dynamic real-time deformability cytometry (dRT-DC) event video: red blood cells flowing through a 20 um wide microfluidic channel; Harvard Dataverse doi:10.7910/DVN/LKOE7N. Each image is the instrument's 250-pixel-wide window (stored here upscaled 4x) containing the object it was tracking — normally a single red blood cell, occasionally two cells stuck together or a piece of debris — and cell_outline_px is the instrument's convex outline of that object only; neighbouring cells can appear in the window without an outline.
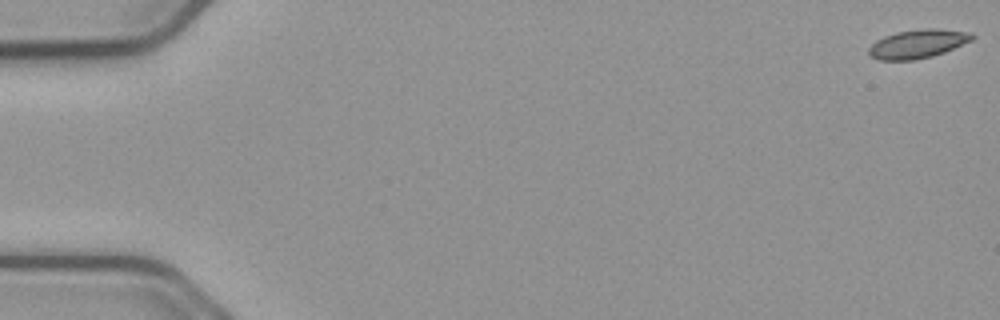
{"species": "common noctule bat (a hibernating species)", "species_latin": "Nyctalus noctula", "temperature_condition": "cold", "stored_images_in_passage": 56, "camera_frame_rate_fps": 3000, "um_per_image_px": 0.085, "animal": {"sex": "male", "body_mass_g": 23.1, "forearm_length_mm": 52.7}, "frame": {"image": 1, "passage_image": 1, "time_ms": 0.0, "image_size_px": [1000, 320], "cell_outline_px": [[976, 36], [972, 40], [944, 52], [932, 56], [912, 60], [880, 60], [872, 56], [868, 52], [868, 48], [876, 40], [884, 36], [896, 32], [924, 28], [936, 28], [972, 32]], "centroid_in_image_um": [78.03, 3.71], "position_along_channel_um": 7.0, "area_um2": 17.28}}
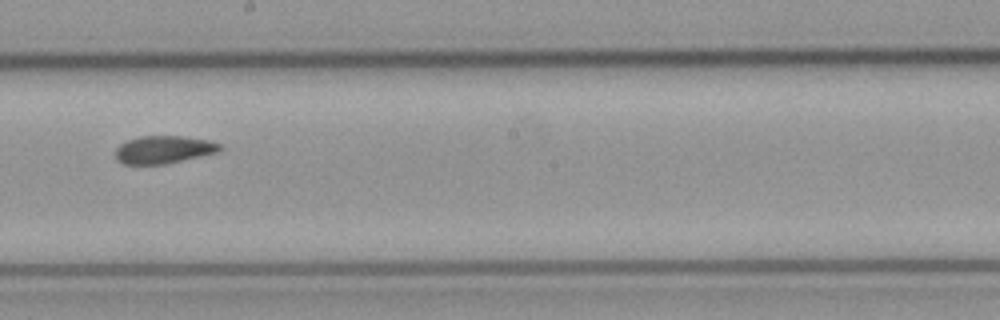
{"frame": {"image": 2, "passage_image": 32, "time_ms": 10.333, "image_size_px": [1000, 320], "cell_outline_px": [[220, 148], [216, 152], [164, 164], [124, 164], [116, 160], [116, 148], [120, 144], [128, 140], [140, 136], [184, 136], [208, 140], [220, 144]], "centroid_in_image_um": [13.86, 12.71], "position_along_channel_um": 234.3, "area_um2": 16.59}}
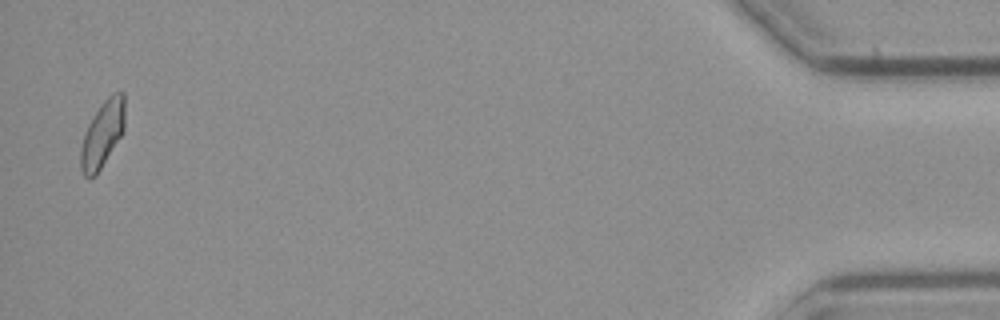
{"frame": {"image": 3, "passage_image": 55, "time_ms": 18.0, "image_size_px": [1000, 320], "cell_outline_px": [[124, 128], [120, 136], [96, 176], [84, 176], [80, 168], [80, 148], [88, 124], [100, 104], [112, 92], [124, 92]], "centroid_in_image_um": [8.69, 11.38], "position_along_channel_um": 426.5, "area_um2": 16.88}}